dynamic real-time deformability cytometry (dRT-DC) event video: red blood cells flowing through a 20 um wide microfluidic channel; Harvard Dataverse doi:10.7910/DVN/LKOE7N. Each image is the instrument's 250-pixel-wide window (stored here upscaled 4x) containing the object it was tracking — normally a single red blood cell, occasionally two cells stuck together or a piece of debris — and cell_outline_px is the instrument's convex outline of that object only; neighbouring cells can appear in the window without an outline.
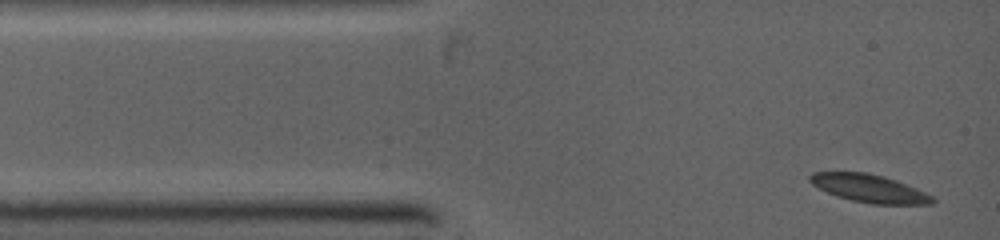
{"species": "common noctule bat (a hibernating species)", "species_latin": "Nyctalus noctula", "temperature_condition": "warm", "stored_images_in_passage": 4, "camera_frame_rate_fps": 5000, "um_per_image_px": 0.085, "animal": {"sex": "female", "body_mass_g": 19.0, "forearm_length_mm": 53.3}, "frame": {"image": 1, "passage_image": 1, "time_ms": 0.0, "image_size_px": [1000, 240], "cell_outline_px": [[936, 200], [932, 204], [872, 204], [852, 200], [836, 196], [812, 184], [808, 180], [808, 176], [812, 172], [864, 172], [884, 176], [896, 180], [916, 188], [932, 196]], "centroid_in_image_um": [73.88, 16.01], "position_along_channel_um": 11.1, "area_um2": 19.83}}
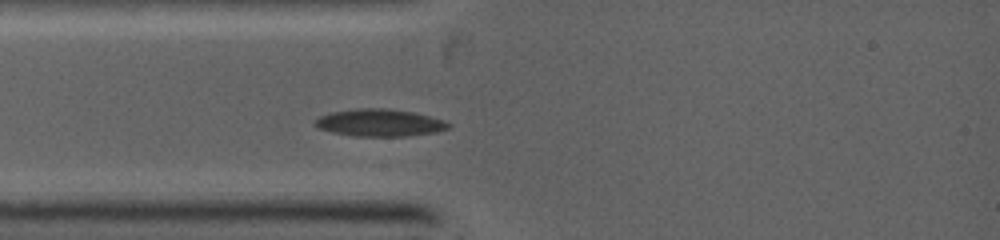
{"frame": {"image": 2, "passage_image": 4, "time_ms": 2.0, "image_size_px": [1000, 240], "cell_outline_px": [[452, 124], [448, 128], [436, 132], [404, 136], [352, 136], [332, 132], [316, 128], [312, 124], [312, 120], [320, 116], [332, 112], [356, 108], [388, 108], [412, 112], [444, 120]], "centroid_in_image_um": [32.2, 10.43], "position_along_channel_um": 52.8, "area_um2": 21.33}}